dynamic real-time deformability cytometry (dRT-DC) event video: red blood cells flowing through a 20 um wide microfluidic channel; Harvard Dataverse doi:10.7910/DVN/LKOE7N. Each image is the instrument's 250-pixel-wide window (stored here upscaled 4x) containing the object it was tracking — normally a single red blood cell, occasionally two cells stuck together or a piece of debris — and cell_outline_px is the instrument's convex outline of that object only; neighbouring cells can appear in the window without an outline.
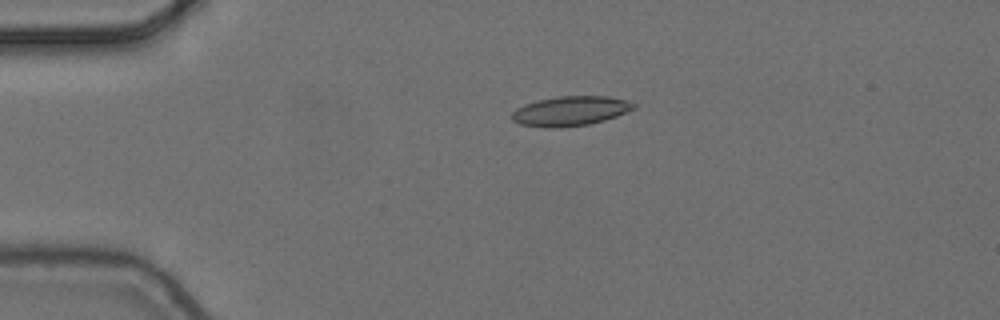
{"species": "common noctule bat (a hibernating species)", "species_latin": "Nyctalus noctula", "temperature_condition": "cold", "stored_images_in_passage": 5, "camera_frame_rate_fps": 3000, "um_per_image_px": 0.085, "animal": {"sex": "female", "body_mass_g": 24.6, "forearm_length_mm": 56.2}, "frame": {"image": 1, "passage_image": 4, "time_ms": 1.0, "image_size_px": [1000, 320], "cell_outline_px": [[636, 108], [616, 116], [604, 120], [588, 124], [556, 128], [544, 128], [520, 124], [512, 120], [512, 112], [516, 108], [524, 104], [556, 96], [608, 96], [628, 100], [636, 104]], "centroid_in_image_um": [48.48, 9.43], "position_along_channel_um": 36.5, "area_um2": 21.1}}